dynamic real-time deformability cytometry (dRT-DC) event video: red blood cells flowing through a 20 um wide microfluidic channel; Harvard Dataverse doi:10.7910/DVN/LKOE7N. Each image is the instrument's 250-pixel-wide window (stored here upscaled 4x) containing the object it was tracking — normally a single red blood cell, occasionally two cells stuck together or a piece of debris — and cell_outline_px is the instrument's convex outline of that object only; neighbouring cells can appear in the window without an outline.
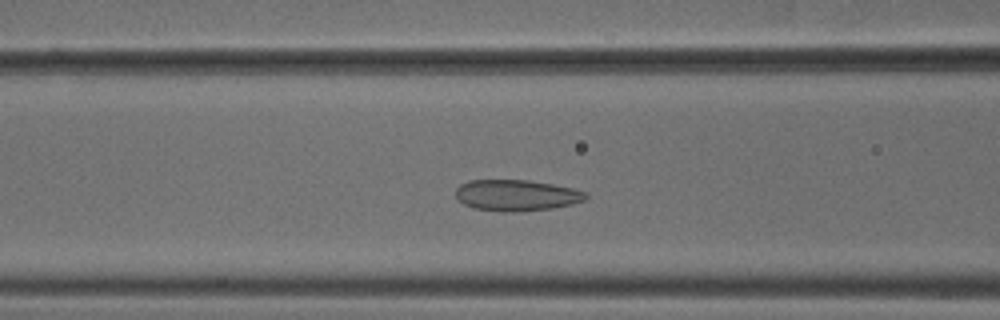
{"species": "common noctule bat (a hibernating species)", "species_latin": "Nyctalus noctula", "temperature_condition": "cold", "stored_images_in_passage": 45, "camera_frame_rate_fps": 3000, "um_per_image_px": 0.085, "animal": {"sex": "male", "body_mass_g": 18.8}, "frame": {"image": 1, "passage_image": 12, "time_ms": 3.667, "image_size_px": [1000, 320], "cell_outline_px": [[588, 196], [584, 200], [572, 204], [552, 208], [504, 212], [476, 208], [464, 204], [456, 196], [456, 188], [460, 184], [468, 180], [528, 180], [552, 184], [572, 188], [588, 192]], "centroid_in_image_um": [43.91, 16.58], "position_along_channel_um": 122.7, "area_um2": 23.41}}
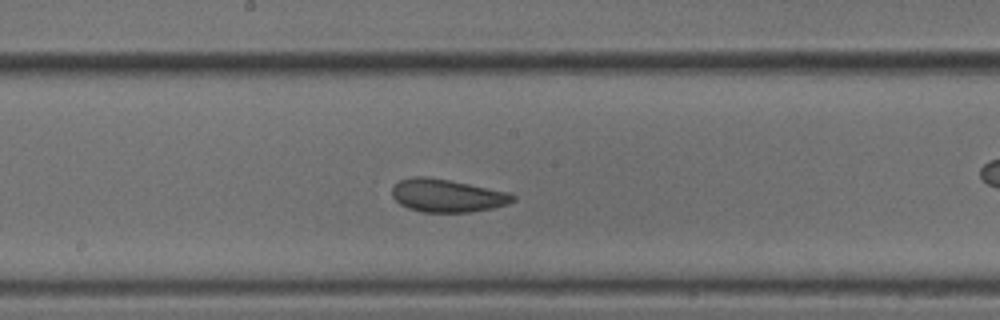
{"frame": {"image": 2, "passage_image": 19, "time_ms": 6.0, "image_size_px": [1000, 320], "cell_outline_px": [[516, 200], [508, 204], [492, 208], [468, 212], [424, 212], [408, 208], [400, 204], [392, 196], [392, 188], [400, 180], [412, 176], [424, 176], [448, 180], [508, 192], [516, 196]], "centroid_in_image_um": [38.0, 16.63], "position_along_channel_um": 210.2, "area_um2": 23.0}}
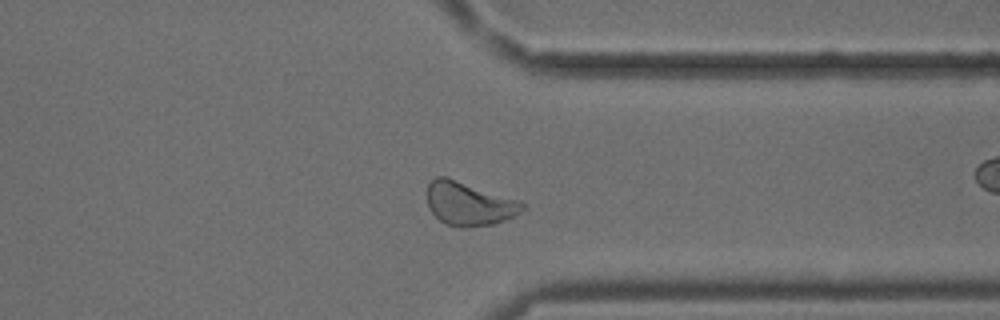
{"frame": {"image": 3, "passage_image": 32, "time_ms": 10.333, "image_size_px": [1000, 320], "cell_outline_px": [[524, 208], [520, 212], [504, 220], [492, 224], [468, 228], [460, 228], [444, 224], [428, 208], [428, 184], [436, 176], [444, 176], [520, 200], [524, 204]], "centroid_in_image_um": [39.85, 17.33], "position_along_channel_um": 371.5, "area_um2": 24.1}, "authors_computed_cell_mechanics": {"area_um2": 23.5246, "velocity_mm_per_s": 3.7438, "shape_relaxation_time_tau1_ms": 3.8109, "shape_relaxation_time_tau2_ms": 1.5543, "deformation_change_tau1": 0.093, "deformation_change_tau2": 0.0696}}